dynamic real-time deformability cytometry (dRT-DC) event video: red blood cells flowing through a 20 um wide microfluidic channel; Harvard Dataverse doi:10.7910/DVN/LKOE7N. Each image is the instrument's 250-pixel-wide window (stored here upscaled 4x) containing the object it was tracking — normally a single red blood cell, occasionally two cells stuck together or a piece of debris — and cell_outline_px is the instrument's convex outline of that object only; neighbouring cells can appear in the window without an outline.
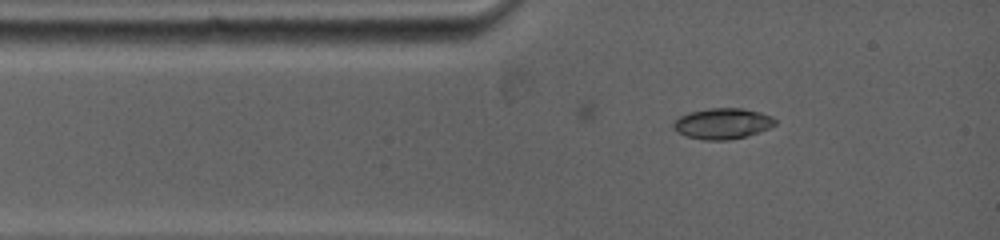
{"species": "common noctule bat (a hibernating species)", "species_latin": "Nyctalus noctula", "temperature_condition": "warm", "stored_images_in_passage": 6, "camera_frame_rate_fps": 5000, "um_per_image_px": 0.085, "animal": {"sex": "female", "body_mass_g": 19.0, "forearm_length_mm": 53.3}, "frame": {"image": 1, "passage_image": 1, "time_ms": 0.0, "image_size_px": [1000, 240], "cell_outline_px": [[776, 124], [768, 128], [744, 136], [728, 140], [704, 140], [688, 136], [676, 132], [672, 124], [680, 116], [688, 112], [708, 108], [740, 108], [760, 112], [772, 116], [776, 120]], "centroid_in_image_um": [61.39, 10.49], "position_along_channel_um": 23.6, "area_um2": 18.09}}
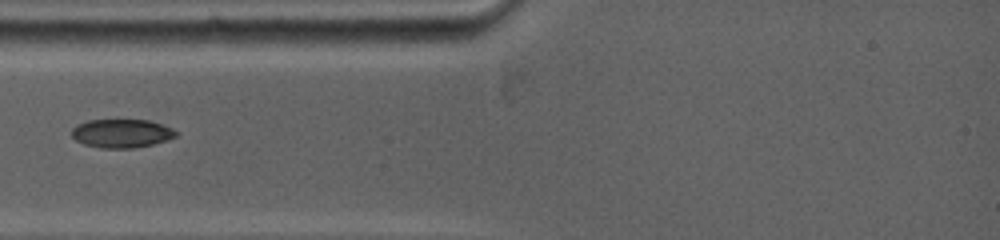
{"frame": {"image": 2, "passage_image": 3, "time_ms": 1.6, "image_size_px": [1000, 240], "cell_outline_px": [[176, 136], [152, 144], [132, 148], [100, 148], [84, 144], [76, 140], [72, 136], [72, 128], [76, 124], [88, 120], [148, 120], [172, 128], [176, 132]], "centroid_in_image_um": [10.28, 11.33], "position_along_channel_um": 74.7, "area_um2": 17.17}}
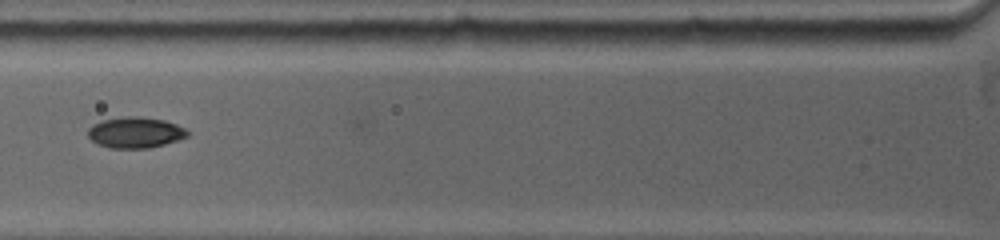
{"frame": {"image": 3, "passage_image": 5, "time_ms": 2.6, "image_size_px": [1000, 240], "cell_outline_px": [[188, 136], [180, 140], [148, 148], [108, 148], [96, 144], [88, 136], [88, 128], [92, 124], [100, 120], [120, 116], [140, 116], [164, 120], [176, 124], [184, 128], [188, 132]], "centroid_in_image_um": [11.46, 11.25], "position_along_channel_um": 114.3, "area_um2": 18.21}}